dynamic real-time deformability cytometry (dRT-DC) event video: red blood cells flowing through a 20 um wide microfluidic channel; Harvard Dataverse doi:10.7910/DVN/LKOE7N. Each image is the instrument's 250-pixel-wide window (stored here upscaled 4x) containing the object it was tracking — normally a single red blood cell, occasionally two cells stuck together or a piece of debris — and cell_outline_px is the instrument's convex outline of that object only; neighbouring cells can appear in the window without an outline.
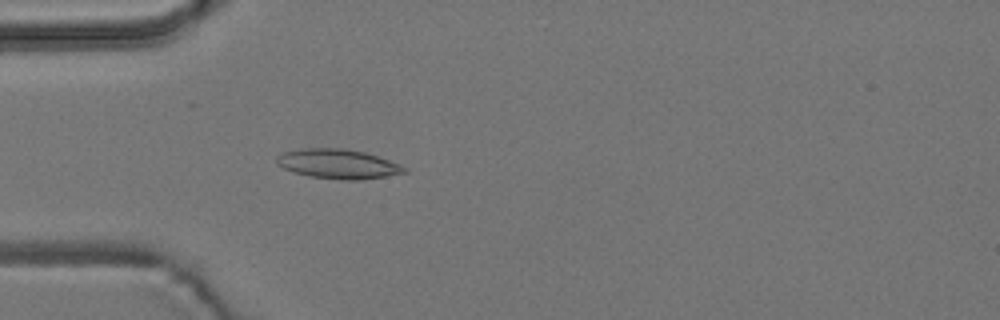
{"species": "common noctule bat (a hibernating species)", "species_latin": "Nyctalus noctula", "temperature_condition": "room temperature", "stored_images_in_passage": 5, "camera_frame_rate_fps": 3000, "um_per_image_px": 0.085, "animal": {"sex": "male", "body_mass_g": 19.2, "forearm_length_mm": 51.8}, "frame": {"image": 1, "passage_image": 5, "time_ms": 6.0, "image_size_px": [1000, 320], "cell_outline_px": [[408, 172], [360, 180], [340, 180], [308, 176], [292, 172], [276, 164], [276, 156], [280, 152], [304, 148], [344, 148], [364, 152], [400, 164], [408, 168]], "centroid_in_image_um": [28.69, 13.93], "position_along_channel_um": 56.3, "area_um2": 22.14}}